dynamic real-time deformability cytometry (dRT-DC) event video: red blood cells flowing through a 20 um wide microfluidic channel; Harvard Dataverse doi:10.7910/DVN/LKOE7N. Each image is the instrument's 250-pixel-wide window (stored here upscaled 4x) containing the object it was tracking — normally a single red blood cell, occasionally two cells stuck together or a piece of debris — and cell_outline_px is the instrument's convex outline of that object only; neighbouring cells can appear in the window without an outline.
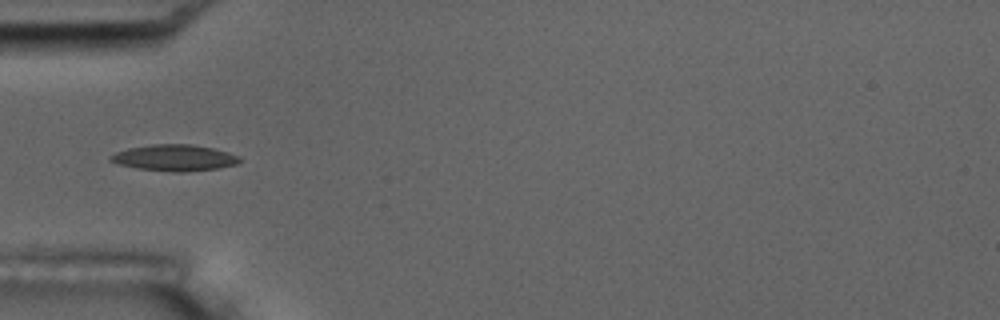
{"species": "common noctule bat (a hibernating species)", "species_latin": "Nyctalus noctula", "temperature_condition": "room temperature", "stored_images_in_passage": 7, "camera_frame_rate_fps": 3000, "um_per_image_px": 0.085, "animal": {"sex": "male", "body_mass_g": 17.5, "forearm_length_mm": 52.3}, "frame": {"image": 1, "passage_image": 5, "time_ms": 4.667, "image_size_px": [1000, 320], "cell_outline_px": [[240, 164], [220, 168], [184, 172], [172, 172], [136, 168], [120, 164], [108, 160], [108, 156], [116, 152], [128, 148], [152, 144], [188, 144], [212, 148], [228, 152], [240, 156]], "centroid_in_image_um": [14.84, 13.42], "position_along_channel_um": 70.2, "area_um2": 19.88}}